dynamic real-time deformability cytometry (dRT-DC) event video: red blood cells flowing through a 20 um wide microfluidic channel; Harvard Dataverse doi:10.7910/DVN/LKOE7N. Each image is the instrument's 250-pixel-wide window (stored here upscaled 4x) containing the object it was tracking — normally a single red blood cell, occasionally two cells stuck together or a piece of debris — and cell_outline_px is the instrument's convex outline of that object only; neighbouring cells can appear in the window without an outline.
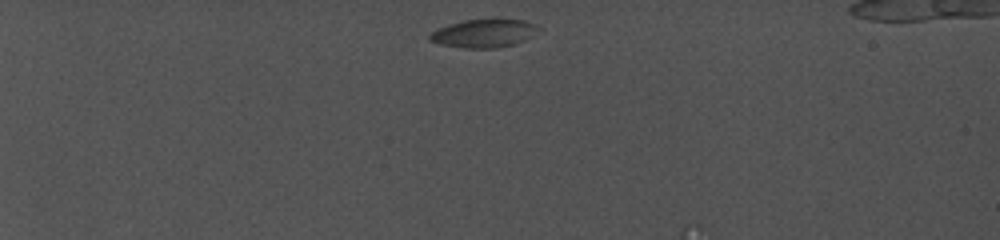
{"species": "common noctule bat (a hibernating species)", "species_latin": "Nyctalus noctula", "temperature_condition": "cold", "stored_images_in_passage": 5, "camera_frame_rate_fps": 5000, "um_per_image_px": 0.085, "animal": {"sex": "female", "body_mass_g": 19.0, "forearm_length_mm": 56.7}, "frame": {"image": 1, "passage_image": 1, "time_ms": 0.0, "image_size_px": [1000, 240], "cell_outline_px": [[540, 28], [524, 40], [516, 44], [496, 48], [464, 48], [440, 44], [428, 40], [428, 36], [432, 32], [448, 24], [464, 20], [496, 16], [524, 20], [536, 24]], "centroid_in_image_um": [41.15, 2.79], "position_along_channel_um": 43.9, "area_um2": 18.5}}